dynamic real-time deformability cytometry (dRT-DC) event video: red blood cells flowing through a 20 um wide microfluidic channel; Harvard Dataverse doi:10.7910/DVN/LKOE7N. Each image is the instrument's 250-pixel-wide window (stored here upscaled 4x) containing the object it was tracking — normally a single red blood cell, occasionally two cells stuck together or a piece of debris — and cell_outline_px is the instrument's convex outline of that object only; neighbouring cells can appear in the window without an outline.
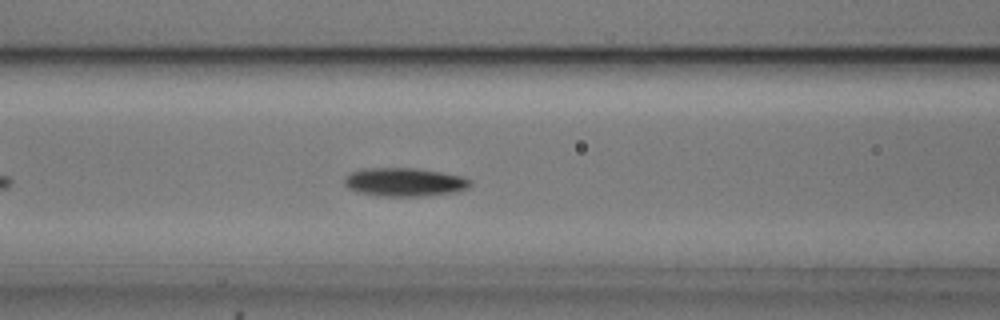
{"species": "common noctule bat (a hibernating species)", "species_latin": "Nyctalus noctula", "temperature_condition": "cold", "stored_images_in_passage": 39, "camera_frame_rate_fps": 3000, "um_per_image_px": 0.085, "animal": {"sex": "male", "body_mass_g": 20.5, "forearm_length_mm": 52.5}, "frame": {"image": 1, "passage_image": 11, "time_ms": 3.333, "image_size_px": [1000, 320], "cell_outline_px": [[472, 184], [468, 188], [456, 192], [424, 196], [384, 196], [356, 192], [348, 188], [344, 184], [344, 176], [352, 172], [364, 168], [416, 168], [464, 176], [472, 180]], "centroid_in_image_um": [34.4, 15.48], "position_along_channel_um": 132.2, "area_um2": 21.1}}
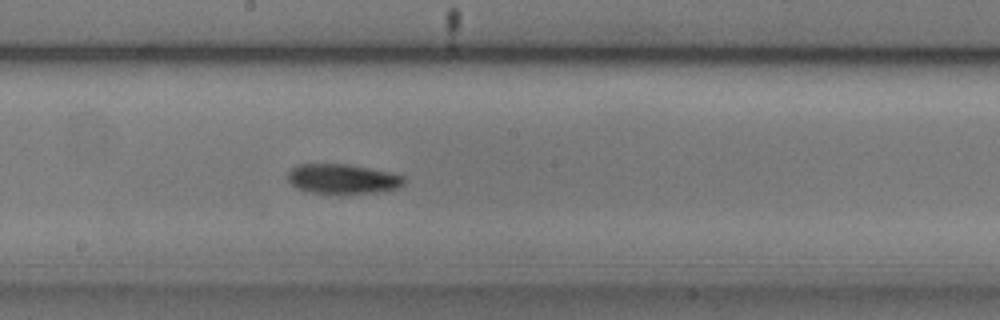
{"frame": {"image": 2, "passage_image": 18, "time_ms": 5.667, "image_size_px": [1000, 320], "cell_outline_px": [[404, 184], [400, 188], [380, 192], [340, 196], [308, 192], [296, 188], [288, 180], [288, 172], [296, 164], [348, 164], [388, 172], [404, 176]], "centroid_in_image_um": [29.12, 15.25], "position_along_channel_um": 219.1, "area_um2": 20.87}}
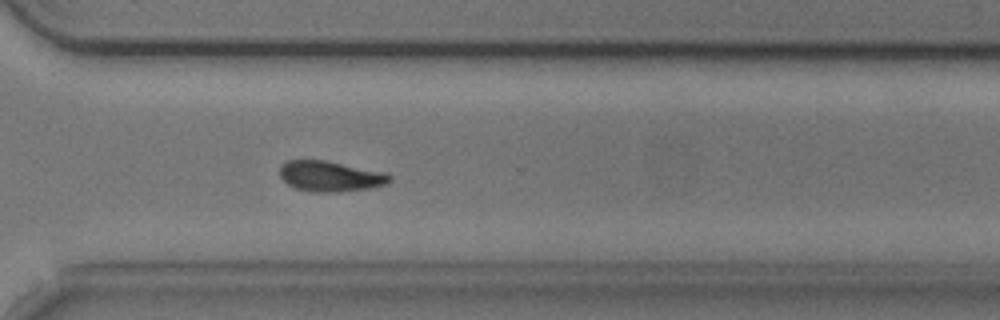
{"frame": {"image": 3, "passage_image": 28, "time_ms": 9.0, "image_size_px": [1000, 320], "cell_outline_px": [[392, 180], [384, 184], [368, 188], [336, 192], [312, 192], [296, 188], [288, 184], [280, 176], [280, 168], [288, 160], [324, 160], [384, 172], [392, 176]], "centroid_in_image_um": [28.07, 14.98], "position_along_channel_um": 342.5, "area_um2": 19.25}, "authors_computed_cell_mechanics": {"area_um2": 19.941, "velocity_mm_per_s": 3.7233, "shape_relaxation_time_tau1_ms": 2.5345, "shape_relaxation_time_tau2_ms": 7.1452, "deformation_change_tau1": 0.1154, "deformation_change_tau2": 0.1269}}